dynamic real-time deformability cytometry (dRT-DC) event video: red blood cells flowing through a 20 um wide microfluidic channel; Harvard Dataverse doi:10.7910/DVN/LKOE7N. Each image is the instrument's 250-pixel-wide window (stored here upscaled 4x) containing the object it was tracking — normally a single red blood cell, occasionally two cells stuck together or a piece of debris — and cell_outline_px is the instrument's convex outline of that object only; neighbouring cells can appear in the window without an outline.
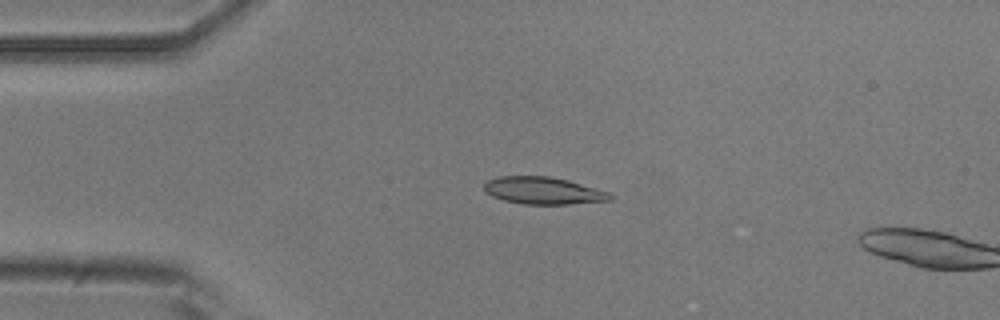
{"species": "common noctule bat (a hibernating species)", "species_latin": "Nyctalus noctula", "temperature_condition": "room temperature", "stored_images_in_passage": 14, "camera_frame_rate_fps": 3000, "um_per_image_px": 0.085, "animal": {"sex": "male", "body_mass_g": 20.5, "forearm_length_mm": 52.5}, "frame": {"image": 1, "passage_image": 12, "time_ms": 3.667, "image_size_px": [1000, 320], "cell_outline_px": [[612, 200], [568, 204], [524, 204], [504, 200], [492, 196], [484, 192], [484, 184], [488, 180], [500, 176], [548, 176], [568, 180], [608, 192], [612, 196]], "centroid_in_image_um": [46.14, 16.2], "position_along_channel_um": 38.9, "area_um2": 19.83}}